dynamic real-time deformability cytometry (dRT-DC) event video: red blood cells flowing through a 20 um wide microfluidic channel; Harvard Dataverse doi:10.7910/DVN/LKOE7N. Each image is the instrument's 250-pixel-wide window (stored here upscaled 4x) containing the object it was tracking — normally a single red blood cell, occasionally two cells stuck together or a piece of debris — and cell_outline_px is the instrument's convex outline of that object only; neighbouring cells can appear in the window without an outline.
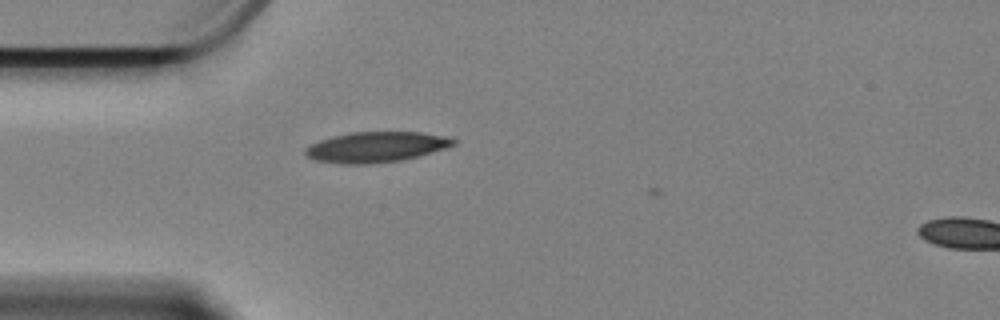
{"species": "Egyptian fruit bat (a non-hibernating species)", "species_latin": "Rousettus aegyptiacus", "temperature_condition": "cold", "stored_images_in_passage": 5, "camera_frame_rate_fps": 3000, "um_per_image_px": 0.085, "animal": {"sex": "female"}, "frame": {"image": 1, "passage_image": 1, "time_ms": 0.0, "image_size_px": [1000, 320], "cell_outline_px": [[456, 144], [444, 148], [416, 156], [400, 160], [364, 164], [344, 164], [316, 160], [308, 156], [304, 152], [304, 148], [308, 144], [332, 136], [348, 132], [420, 132], [448, 136], [456, 140]], "centroid_in_image_um": [31.93, 12.48], "position_along_channel_um": 53.1, "area_um2": 26.13}}